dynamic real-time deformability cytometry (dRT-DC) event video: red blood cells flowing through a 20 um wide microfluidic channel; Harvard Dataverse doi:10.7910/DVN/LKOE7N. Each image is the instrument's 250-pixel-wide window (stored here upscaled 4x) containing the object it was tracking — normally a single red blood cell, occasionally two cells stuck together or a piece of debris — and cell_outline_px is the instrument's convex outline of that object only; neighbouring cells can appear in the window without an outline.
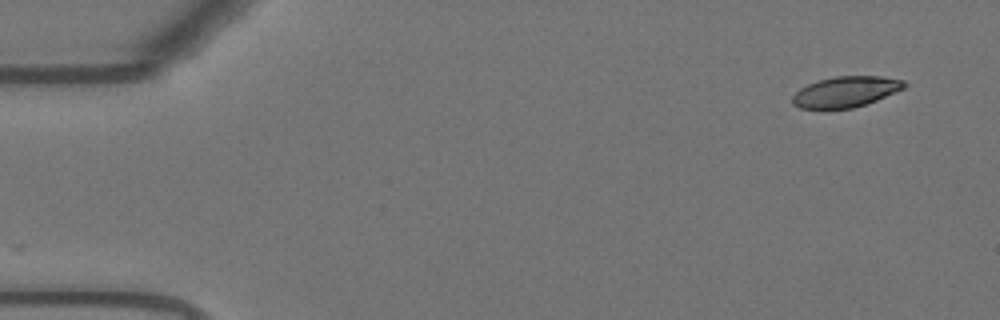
{"species": "Egyptian fruit bat (a non-hibernating species)", "species_latin": "Rousettus aegyptiacus", "temperature_condition": "warm", "stored_images_in_passage": 13, "camera_frame_rate_fps": 3000, "um_per_image_px": 0.085, "animal": {"sex": "female"}, "frame": {"image": 1, "passage_image": 1, "time_ms": 0.0, "image_size_px": [1000, 320], "cell_outline_px": [[908, 84], [904, 88], [876, 100], [852, 108], [800, 108], [792, 104], [792, 96], [800, 88], [816, 80], [836, 76], [880, 76], [904, 80]], "centroid_in_image_um": [71.87, 7.78], "position_along_channel_um": 13.1, "area_um2": 19.88}}
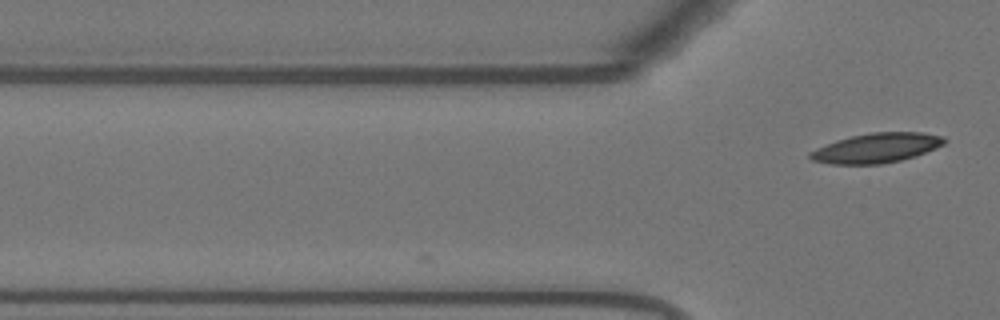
{"frame": {"image": 2, "passage_image": 13, "time_ms": 4.0, "image_size_px": [1000, 320], "cell_outline_px": [[948, 140], [944, 144], [936, 148], [916, 156], [900, 160], [880, 164], [832, 164], [812, 160], [808, 156], [808, 152], [816, 148], [836, 140], [852, 136], [872, 132], [924, 132], [944, 136]], "centroid_in_image_um": [74.53, 12.57], "position_along_channel_um": 51.3, "area_um2": 23.29}}